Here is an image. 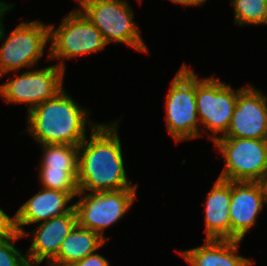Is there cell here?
<instances>
[{
	"label": "cell",
	"instance_id": "cell-1",
	"mask_svg": "<svg viewBox=\"0 0 267 266\" xmlns=\"http://www.w3.org/2000/svg\"><path fill=\"white\" fill-rule=\"evenodd\" d=\"M118 126L117 120L97 124L78 146L79 192L136 189L126 175Z\"/></svg>",
	"mask_w": 267,
	"mask_h": 266
},
{
	"label": "cell",
	"instance_id": "cell-2",
	"mask_svg": "<svg viewBox=\"0 0 267 266\" xmlns=\"http://www.w3.org/2000/svg\"><path fill=\"white\" fill-rule=\"evenodd\" d=\"M89 110L80 107L63 88L53 98L27 111V134L42 144H66L79 146L98 124L89 120Z\"/></svg>",
	"mask_w": 267,
	"mask_h": 266
},
{
	"label": "cell",
	"instance_id": "cell-3",
	"mask_svg": "<svg viewBox=\"0 0 267 266\" xmlns=\"http://www.w3.org/2000/svg\"><path fill=\"white\" fill-rule=\"evenodd\" d=\"M78 9L101 31L105 43H123L138 52H148L133 22V10L127 0H77Z\"/></svg>",
	"mask_w": 267,
	"mask_h": 266
},
{
	"label": "cell",
	"instance_id": "cell-4",
	"mask_svg": "<svg viewBox=\"0 0 267 266\" xmlns=\"http://www.w3.org/2000/svg\"><path fill=\"white\" fill-rule=\"evenodd\" d=\"M13 7L9 6L0 15V42L4 40L0 47V78L12 71L37 65L50 41L49 25L37 20L21 22L6 38L2 18Z\"/></svg>",
	"mask_w": 267,
	"mask_h": 266
},
{
	"label": "cell",
	"instance_id": "cell-5",
	"mask_svg": "<svg viewBox=\"0 0 267 266\" xmlns=\"http://www.w3.org/2000/svg\"><path fill=\"white\" fill-rule=\"evenodd\" d=\"M166 127L176 143L202 136L196 108V74L182 64L166 97Z\"/></svg>",
	"mask_w": 267,
	"mask_h": 266
},
{
	"label": "cell",
	"instance_id": "cell-6",
	"mask_svg": "<svg viewBox=\"0 0 267 266\" xmlns=\"http://www.w3.org/2000/svg\"><path fill=\"white\" fill-rule=\"evenodd\" d=\"M49 29L51 47L47 59L60 58L57 65L63 70L65 59L100 52L107 45L101 31L78 8L66 15L58 28L52 24Z\"/></svg>",
	"mask_w": 267,
	"mask_h": 266
},
{
	"label": "cell",
	"instance_id": "cell-7",
	"mask_svg": "<svg viewBox=\"0 0 267 266\" xmlns=\"http://www.w3.org/2000/svg\"><path fill=\"white\" fill-rule=\"evenodd\" d=\"M214 145L226 162L220 179L256 182L267 171V140L219 137Z\"/></svg>",
	"mask_w": 267,
	"mask_h": 266
},
{
	"label": "cell",
	"instance_id": "cell-8",
	"mask_svg": "<svg viewBox=\"0 0 267 266\" xmlns=\"http://www.w3.org/2000/svg\"><path fill=\"white\" fill-rule=\"evenodd\" d=\"M136 191V189H123L78 192L80 199L74 203L77 224L98 233L107 241L109 238L104 236V230L124 217L136 199Z\"/></svg>",
	"mask_w": 267,
	"mask_h": 266
},
{
	"label": "cell",
	"instance_id": "cell-9",
	"mask_svg": "<svg viewBox=\"0 0 267 266\" xmlns=\"http://www.w3.org/2000/svg\"><path fill=\"white\" fill-rule=\"evenodd\" d=\"M246 86L237 90L219 79L206 77L198 79L196 75V108L200 121L207 130L212 131L209 137L215 142L221 134L223 137L230 125L238 94Z\"/></svg>",
	"mask_w": 267,
	"mask_h": 266
},
{
	"label": "cell",
	"instance_id": "cell-10",
	"mask_svg": "<svg viewBox=\"0 0 267 266\" xmlns=\"http://www.w3.org/2000/svg\"><path fill=\"white\" fill-rule=\"evenodd\" d=\"M15 74L16 77L0 85V95L8 103H25L27 111L53 98L63 89L65 70L57 64Z\"/></svg>",
	"mask_w": 267,
	"mask_h": 266
},
{
	"label": "cell",
	"instance_id": "cell-11",
	"mask_svg": "<svg viewBox=\"0 0 267 266\" xmlns=\"http://www.w3.org/2000/svg\"><path fill=\"white\" fill-rule=\"evenodd\" d=\"M223 137L267 140V96L261 90L248 85L238 94Z\"/></svg>",
	"mask_w": 267,
	"mask_h": 266
},
{
	"label": "cell",
	"instance_id": "cell-12",
	"mask_svg": "<svg viewBox=\"0 0 267 266\" xmlns=\"http://www.w3.org/2000/svg\"><path fill=\"white\" fill-rule=\"evenodd\" d=\"M78 192H62L42 188L25 202L14 215V228L22 237L30 234L23 228L25 225L45 222L53 217L70 213L74 204H67L77 196Z\"/></svg>",
	"mask_w": 267,
	"mask_h": 266
},
{
	"label": "cell",
	"instance_id": "cell-13",
	"mask_svg": "<svg viewBox=\"0 0 267 266\" xmlns=\"http://www.w3.org/2000/svg\"><path fill=\"white\" fill-rule=\"evenodd\" d=\"M77 224L75 209L70 213L41 222L32 230V243L26 258L29 266H40L46 259L49 264L58 254L63 240Z\"/></svg>",
	"mask_w": 267,
	"mask_h": 266
},
{
	"label": "cell",
	"instance_id": "cell-14",
	"mask_svg": "<svg viewBox=\"0 0 267 266\" xmlns=\"http://www.w3.org/2000/svg\"><path fill=\"white\" fill-rule=\"evenodd\" d=\"M263 207V196L256 182L231 181V240L242 241L251 227L255 226Z\"/></svg>",
	"mask_w": 267,
	"mask_h": 266
},
{
	"label": "cell",
	"instance_id": "cell-15",
	"mask_svg": "<svg viewBox=\"0 0 267 266\" xmlns=\"http://www.w3.org/2000/svg\"><path fill=\"white\" fill-rule=\"evenodd\" d=\"M205 243L179 254L190 266H251V259L237 254L239 240L206 239ZM237 254V255H236Z\"/></svg>",
	"mask_w": 267,
	"mask_h": 266
},
{
	"label": "cell",
	"instance_id": "cell-16",
	"mask_svg": "<svg viewBox=\"0 0 267 266\" xmlns=\"http://www.w3.org/2000/svg\"><path fill=\"white\" fill-rule=\"evenodd\" d=\"M231 181L218 178L205 203L206 239H230Z\"/></svg>",
	"mask_w": 267,
	"mask_h": 266
},
{
	"label": "cell",
	"instance_id": "cell-17",
	"mask_svg": "<svg viewBox=\"0 0 267 266\" xmlns=\"http://www.w3.org/2000/svg\"><path fill=\"white\" fill-rule=\"evenodd\" d=\"M105 242L98 233L76 224L63 240L57 256L48 265H73L98 251Z\"/></svg>",
	"mask_w": 267,
	"mask_h": 266
},
{
	"label": "cell",
	"instance_id": "cell-18",
	"mask_svg": "<svg viewBox=\"0 0 267 266\" xmlns=\"http://www.w3.org/2000/svg\"><path fill=\"white\" fill-rule=\"evenodd\" d=\"M40 168L78 172V147L66 144H42Z\"/></svg>",
	"mask_w": 267,
	"mask_h": 266
},
{
	"label": "cell",
	"instance_id": "cell-19",
	"mask_svg": "<svg viewBox=\"0 0 267 266\" xmlns=\"http://www.w3.org/2000/svg\"><path fill=\"white\" fill-rule=\"evenodd\" d=\"M236 25H267V0H231Z\"/></svg>",
	"mask_w": 267,
	"mask_h": 266
},
{
	"label": "cell",
	"instance_id": "cell-20",
	"mask_svg": "<svg viewBox=\"0 0 267 266\" xmlns=\"http://www.w3.org/2000/svg\"><path fill=\"white\" fill-rule=\"evenodd\" d=\"M78 172H67L50 168H39L41 187L62 192H79Z\"/></svg>",
	"mask_w": 267,
	"mask_h": 266
},
{
	"label": "cell",
	"instance_id": "cell-21",
	"mask_svg": "<svg viewBox=\"0 0 267 266\" xmlns=\"http://www.w3.org/2000/svg\"><path fill=\"white\" fill-rule=\"evenodd\" d=\"M20 238L22 235L18 232L0 237V266H29L26 255L14 246Z\"/></svg>",
	"mask_w": 267,
	"mask_h": 266
},
{
	"label": "cell",
	"instance_id": "cell-22",
	"mask_svg": "<svg viewBox=\"0 0 267 266\" xmlns=\"http://www.w3.org/2000/svg\"><path fill=\"white\" fill-rule=\"evenodd\" d=\"M14 232V216L10 218V216L0 208V237L9 236Z\"/></svg>",
	"mask_w": 267,
	"mask_h": 266
},
{
	"label": "cell",
	"instance_id": "cell-23",
	"mask_svg": "<svg viewBox=\"0 0 267 266\" xmlns=\"http://www.w3.org/2000/svg\"><path fill=\"white\" fill-rule=\"evenodd\" d=\"M70 266H110L109 261L102 255L98 253H93L88 255L83 260L70 265Z\"/></svg>",
	"mask_w": 267,
	"mask_h": 266
},
{
	"label": "cell",
	"instance_id": "cell-24",
	"mask_svg": "<svg viewBox=\"0 0 267 266\" xmlns=\"http://www.w3.org/2000/svg\"><path fill=\"white\" fill-rule=\"evenodd\" d=\"M256 183L260 188L264 203L267 204V171L256 181Z\"/></svg>",
	"mask_w": 267,
	"mask_h": 266
},
{
	"label": "cell",
	"instance_id": "cell-25",
	"mask_svg": "<svg viewBox=\"0 0 267 266\" xmlns=\"http://www.w3.org/2000/svg\"><path fill=\"white\" fill-rule=\"evenodd\" d=\"M173 3L180 4V5H185V6H198V5H203L204 3H206L205 0H169Z\"/></svg>",
	"mask_w": 267,
	"mask_h": 266
},
{
	"label": "cell",
	"instance_id": "cell-26",
	"mask_svg": "<svg viewBox=\"0 0 267 266\" xmlns=\"http://www.w3.org/2000/svg\"><path fill=\"white\" fill-rule=\"evenodd\" d=\"M15 4H7L5 2L0 1V15L9 7L14 6Z\"/></svg>",
	"mask_w": 267,
	"mask_h": 266
}]
</instances>
